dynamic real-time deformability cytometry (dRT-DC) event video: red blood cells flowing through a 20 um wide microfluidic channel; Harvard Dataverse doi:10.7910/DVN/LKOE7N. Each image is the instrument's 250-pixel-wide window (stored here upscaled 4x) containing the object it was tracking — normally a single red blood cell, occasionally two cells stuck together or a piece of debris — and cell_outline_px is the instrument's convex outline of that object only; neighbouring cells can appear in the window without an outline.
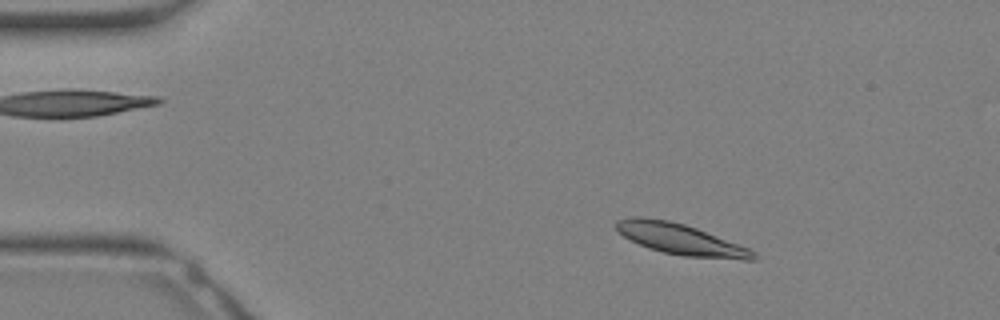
{"species": "Egyptian fruit bat (a non-hibernating species)", "species_latin": "Rousettus aegyptiacus", "temperature_condition": "warm", "stored_images_in_passage": 32, "camera_frame_rate_fps": 3000, "um_per_image_px": 0.085, "animal": {"sex": "female"}, "frame": {"image": 1, "passage_image": 5, "time_ms": 1.333, "image_size_px": [1000, 320], "cell_outline_px": [[756, 260], [744, 260], [684, 256], [664, 252], [648, 248], [624, 236], [616, 228], [616, 220], [632, 216], [640, 216], [668, 220], [684, 224], [696, 228], [748, 248], [756, 252]], "centroid_in_image_um": [57.85, 20.33], "position_along_channel_um": 27.2, "area_um2": 24.45}}
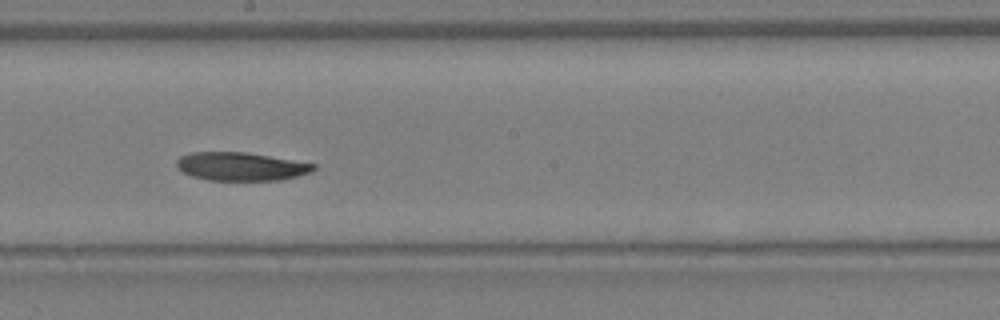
{"frame": {"image": 2, "passage_image": 18, "time_ms": 5.667, "image_size_px": [1000, 320], "cell_outline_px": [[316, 168], [312, 172], [280, 180], [208, 180], [192, 176], [176, 168], [176, 160], [180, 156], [192, 152], [244, 152], [316, 164]], "centroid_in_image_um": [20.45, 14.15], "position_along_channel_um": 227.8, "area_um2": 22.48}}
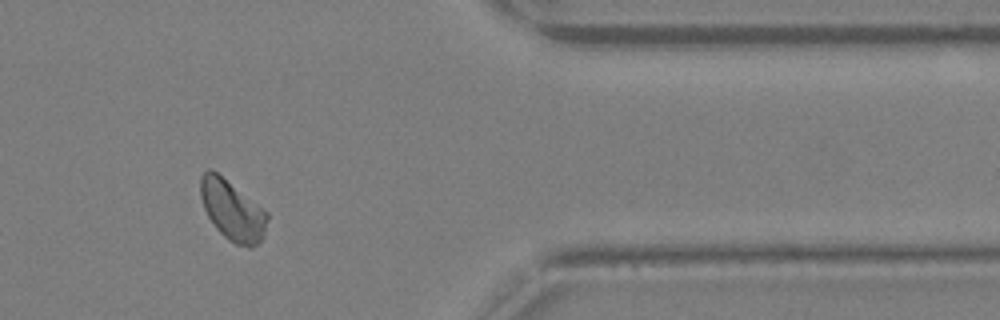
{"frame": {"image": 3, "passage_image": 27, "time_ms": 8.667, "image_size_px": [1000, 320], "cell_outline_px": [[268, 220], [264, 232], [260, 240], [252, 248], [248, 248], [236, 244], [228, 240], [216, 228], [208, 216], [204, 208], [200, 196], [200, 176], [208, 168], [216, 172], [268, 212]], "centroid_in_image_um": [19.73, 17.89], "position_along_channel_um": 391.7, "area_um2": 23.12}}